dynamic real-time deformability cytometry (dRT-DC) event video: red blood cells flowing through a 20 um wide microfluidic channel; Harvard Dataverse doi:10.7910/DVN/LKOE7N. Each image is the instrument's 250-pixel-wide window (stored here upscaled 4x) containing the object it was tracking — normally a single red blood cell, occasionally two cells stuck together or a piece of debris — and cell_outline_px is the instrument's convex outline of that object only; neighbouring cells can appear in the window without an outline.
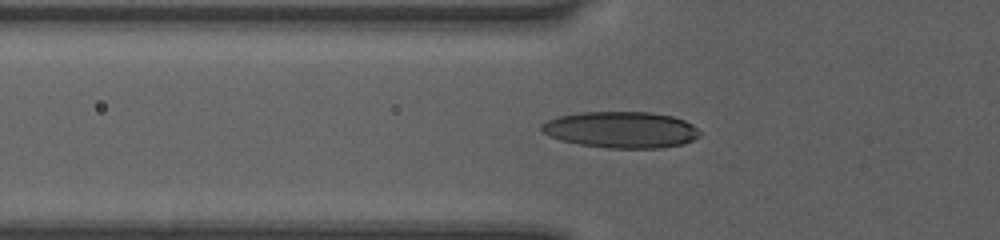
{"species": "human", "species_latin": "Homo sapiens", "temperature_condition": "room temperature", "stored_images_in_passage": 34, "camera_frame_rate_fps": 3000, "um_per_image_px": 0.085, "donor": {"sex": "female"}, "frame": {"image": 1, "passage_image": 2, "time_ms": 0.333, "image_size_px": [1000, 240], "cell_outline_px": [[700, 136], [684, 144], [660, 148], [608, 148], [580, 144], [560, 140], [548, 136], [540, 132], [540, 124], [556, 116], [580, 112], [652, 112], [672, 116], [684, 120], [692, 124], [700, 132]], "centroid_in_image_um": [52.76, 11.02], "position_along_channel_um": 73.0, "area_um2": 33.81}}
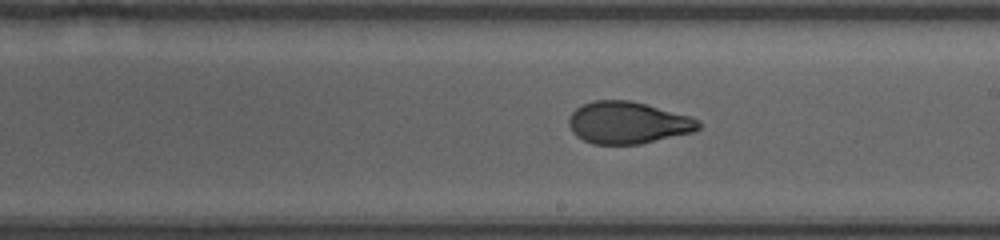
{"frame": {"image": 2, "passage_image": 14, "time_ms": 4.333, "image_size_px": [1000, 240], "cell_outline_px": [[700, 128], [692, 132], [640, 144], [592, 144], [576, 136], [572, 132], [568, 124], [568, 120], [572, 112], [576, 108], [592, 100], [628, 100], [644, 104], [688, 116], [700, 120]], "centroid_in_image_um": [53.32, 10.44], "position_along_channel_um": 235.7, "area_um2": 31.5}}
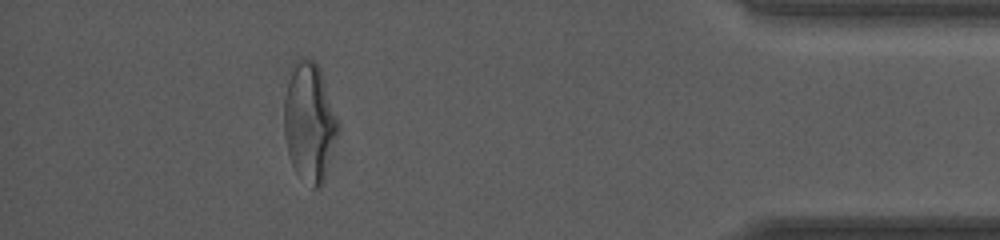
{"frame": {"image": 3, "passage_image": 30, "time_ms": 9.667, "image_size_px": [1000, 240], "cell_outline_px": [[340, 128], [324, 184], [320, 188], [312, 188], [296, 172], [292, 164], [288, 152], [284, 136], [284, 100], [288, 68], [292, 60], [300, 56], [304, 56], [312, 60], [320, 68], [340, 120]], "centroid_in_image_um": [26.31, 10.32], "position_along_channel_um": 408.9, "area_um2": 38.78}, "authors_computed_cell_mechanics": {"area_um2": 32.7148, "velocity_mm_per_s": 4.0621, "shape_relaxation_time_tau1_ms": 6.9776, "shape_relaxation_time_tau2_ms": 1.1674, "deformation_change_tau1": 0.2228, "deformation_change_tau2": 0.0682}}